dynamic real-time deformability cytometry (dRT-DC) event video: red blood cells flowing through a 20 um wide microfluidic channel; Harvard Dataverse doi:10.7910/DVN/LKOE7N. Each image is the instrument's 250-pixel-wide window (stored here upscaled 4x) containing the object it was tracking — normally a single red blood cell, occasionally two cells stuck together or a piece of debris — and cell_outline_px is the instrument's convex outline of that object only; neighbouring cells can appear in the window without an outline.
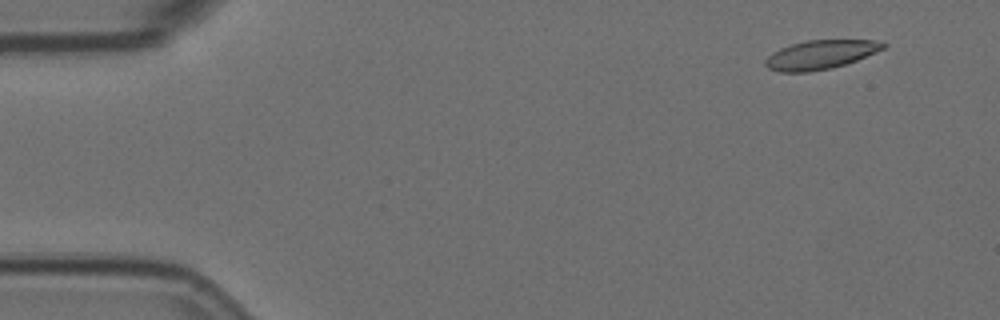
{"species": "Egyptian fruit bat (a non-hibernating species)", "species_latin": "Rousettus aegyptiacus", "temperature_condition": "room temperature", "stored_images_in_passage": 18, "camera_frame_rate_fps": 3000, "um_per_image_px": 0.085, "animal": {"sex": "female"}, "frame": {"image": 1, "passage_image": 5, "time_ms": 1.333, "image_size_px": [1000, 320], "cell_outline_px": [[888, 44], [884, 48], [876, 52], [856, 60], [832, 68], [808, 72], [780, 72], [768, 68], [764, 64], [764, 60], [772, 52], [780, 48], [792, 44], [808, 40], [884, 40]], "centroid_in_image_um": [69.75, 4.64], "position_along_channel_um": 15.3, "area_um2": 19.94}}
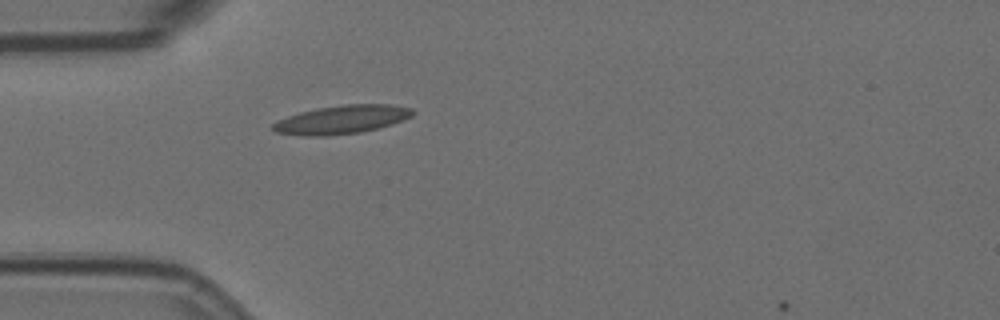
{"frame": {"image": 2, "passage_image": 17, "time_ms": 5.333, "image_size_px": [1000, 320], "cell_outline_px": [[416, 112], [412, 116], [404, 120], [376, 128], [360, 132], [328, 136], [304, 136], [276, 132], [272, 128], [272, 124], [288, 116], [300, 112], [316, 108], [344, 104], [392, 104], [412, 108]], "centroid_in_image_um": [29.08, 10.15], "position_along_channel_um": 55.9, "area_um2": 23.18}}